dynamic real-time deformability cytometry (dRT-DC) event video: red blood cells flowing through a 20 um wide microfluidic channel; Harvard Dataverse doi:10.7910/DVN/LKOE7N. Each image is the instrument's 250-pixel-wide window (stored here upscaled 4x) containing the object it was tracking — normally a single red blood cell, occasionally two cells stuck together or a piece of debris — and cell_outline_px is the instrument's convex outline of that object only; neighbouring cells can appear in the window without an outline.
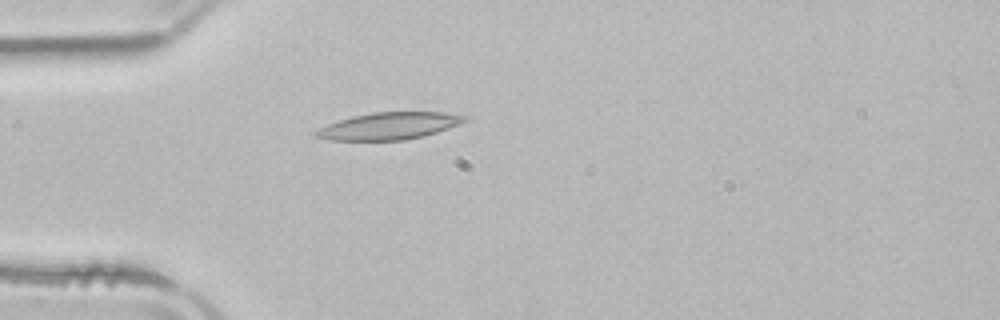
{"species": "common noctule bat (a hibernating species)", "species_latin": "Nyctalus noctula", "temperature_condition": "room temperature", "stored_images_in_passage": 2, "camera_frame_rate_fps": 3000, "um_per_image_px": 0.085, "animal": {"sex": "male", "body_mass_g": 21.5, "forearm_length_mm": 52.0}, "frame": {"image": 1, "passage_image": 2, "time_ms": 1.333, "image_size_px": [1000, 320], "cell_outline_px": [[472, 116], [468, 120], [460, 124], [424, 136], [404, 140], [328, 140], [312, 136], [312, 132], [328, 124], [352, 116], [372, 112], [444, 112]], "centroid_in_image_um": [33.09, 10.7], "position_along_channel_um": 51.9, "area_um2": 23.64}}